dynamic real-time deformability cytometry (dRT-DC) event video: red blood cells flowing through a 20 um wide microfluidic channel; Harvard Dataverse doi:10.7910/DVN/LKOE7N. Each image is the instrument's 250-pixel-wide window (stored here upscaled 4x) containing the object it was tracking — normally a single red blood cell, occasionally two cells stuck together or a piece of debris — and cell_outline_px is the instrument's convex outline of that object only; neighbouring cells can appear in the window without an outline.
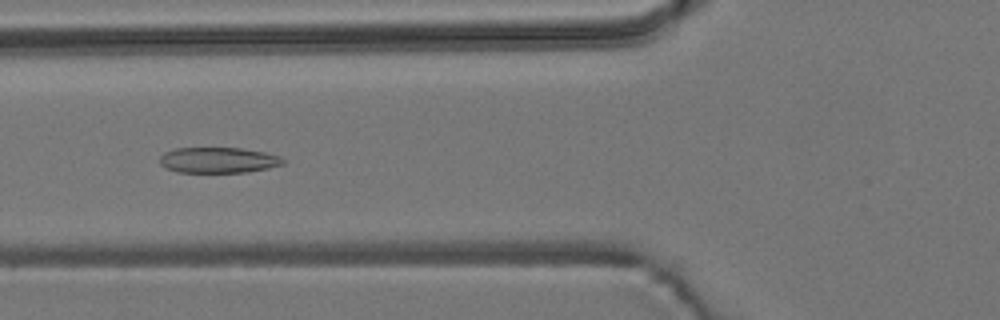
{"species": "common noctule bat (a hibernating species)", "species_latin": "Nyctalus noctula", "temperature_condition": "room temperature", "stored_images_in_passage": 6, "camera_frame_rate_fps": 3000, "um_per_image_px": 0.085, "animal": {"sex": "male", "body_mass_g": 19.2, "forearm_length_mm": 51.8}, "frame": {"image": 1, "passage_image": 4, "time_ms": 4.333, "image_size_px": [1000, 320], "cell_outline_px": [[284, 164], [268, 168], [248, 172], [176, 172], [160, 164], [160, 156], [164, 152], [176, 148], [240, 148], [264, 152], [280, 156], [284, 160]], "centroid_in_image_um": [18.56, 13.61], "position_along_channel_um": 107.2, "area_um2": 18.38}}
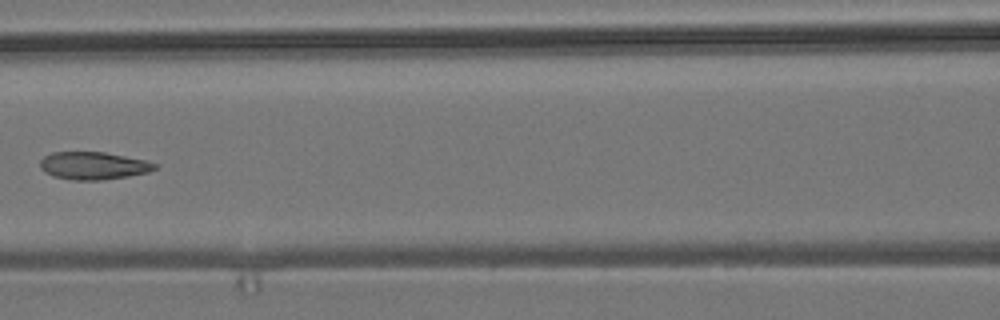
{"frame": {"image": 2, "passage_image": 5, "time_ms": 5.667, "image_size_px": [1000, 320], "cell_outline_px": [[160, 164], [156, 168], [148, 172], [128, 176], [100, 180], [72, 180], [52, 176], [44, 172], [40, 168], [40, 160], [44, 156], [52, 152], [104, 152], [144, 160]], "centroid_in_image_um": [7.91, 14.08], "position_along_channel_um": 158.7, "area_um2": 18.5}}
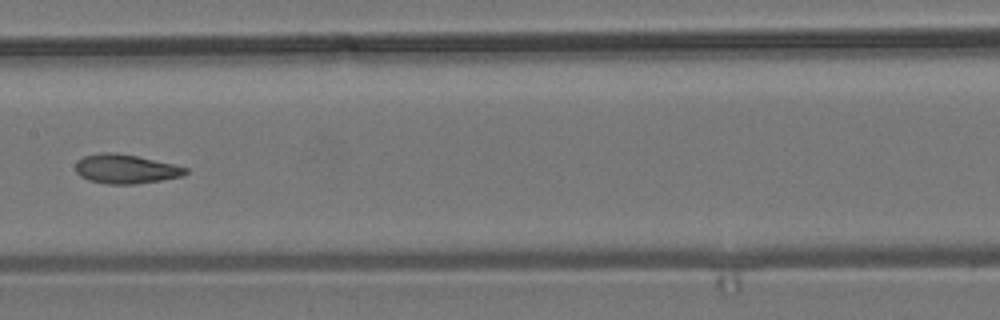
{"frame": {"image": 3, "passage_image": 6, "time_ms": 6.667, "image_size_px": [1000, 320], "cell_outline_px": [[188, 172], [184, 176], [136, 184], [108, 184], [88, 180], [80, 176], [76, 172], [76, 160], [84, 156], [100, 152], [116, 152], [136, 156], [172, 164], [188, 168]], "centroid_in_image_um": [10.66, 14.36], "position_along_channel_um": 196.7, "area_um2": 18.73}}